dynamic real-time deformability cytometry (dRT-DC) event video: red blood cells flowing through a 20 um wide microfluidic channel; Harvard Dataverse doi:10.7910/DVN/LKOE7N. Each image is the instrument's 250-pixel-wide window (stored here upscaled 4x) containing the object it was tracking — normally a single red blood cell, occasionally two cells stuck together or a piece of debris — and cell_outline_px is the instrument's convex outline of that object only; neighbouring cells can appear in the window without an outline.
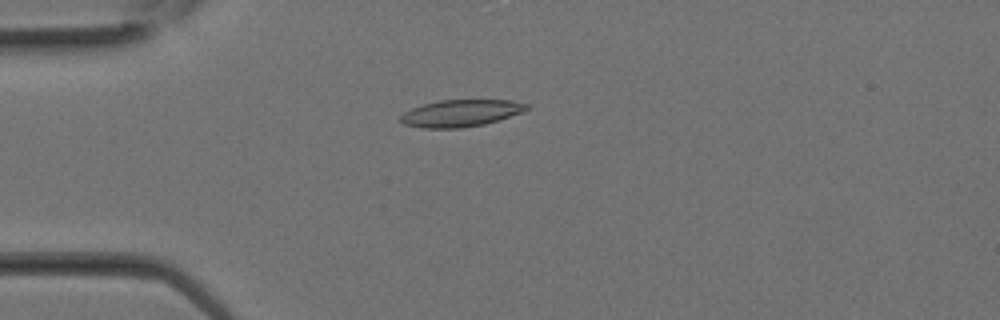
{"species": "Egyptian fruit bat (a non-hibernating species)", "species_latin": "Rousettus aegyptiacus", "temperature_condition": "room temperature", "stored_images_in_passage": 13, "camera_frame_rate_fps": 3000, "um_per_image_px": 0.085, "animal": {"sex": "female"}, "frame": {"image": 1, "passage_image": 8, "time_ms": 2.333, "image_size_px": [1000, 320], "cell_outline_px": [[528, 108], [524, 112], [484, 124], [460, 128], [420, 128], [404, 124], [400, 120], [400, 116], [404, 112], [412, 108], [424, 104], [440, 100], [512, 100], [528, 104]], "centroid_in_image_um": [39.17, 9.62], "position_along_channel_um": 45.8, "area_um2": 19.77}}
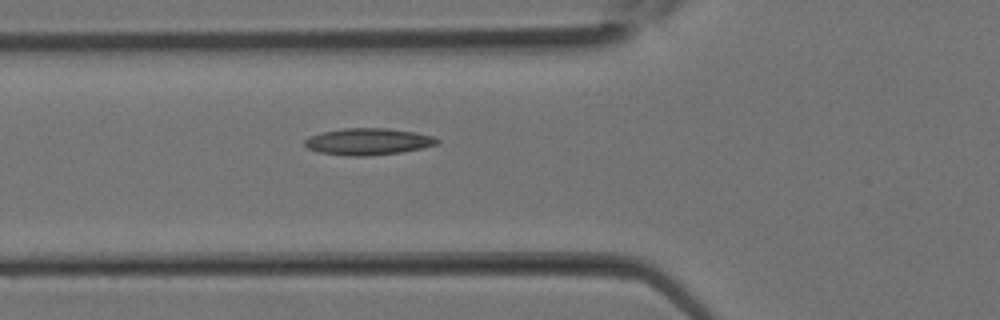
{"frame": {"image": 2, "passage_image": 11, "time_ms": 3.333, "image_size_px": [1000, 320], "cell_outline_px": [[440, 140], [436, 144], [424, 148], [400, 152], [364, 156], [348, 156], [320, 152], [308, 148], [304, 144], [304, 140], [308, 136], [324, 132], [344, 128], [388, 128], [416, 132], [432, 136]], "centroid_in_image_um": [31.29, 12.03], "position_along_channel_um": 94.5, "area_um2": 20.52}}
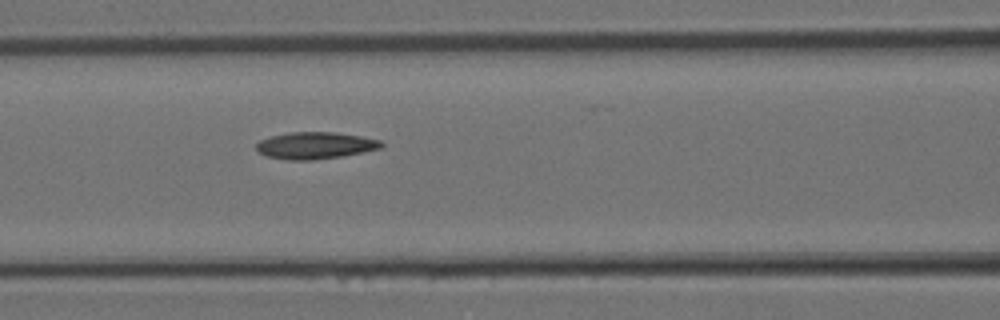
{"frame": {"image": 3, "passage_image": 13, "time_ms": 4.0, "image_size_px": [1000, 320], "cell_outline_px": [[384, 144], [380, 148], [340, 156], [312, 160], [288, 160], [264, 156], [256, 148], [256, 144], [260, 140], [272, 136], [292, 132], [336, 132], [360, 136], [380, 140]], "centroid_in_image_um": [26.76, 12.36], "position_along_channel_um": 139.8, "area_um2": 19.36}}